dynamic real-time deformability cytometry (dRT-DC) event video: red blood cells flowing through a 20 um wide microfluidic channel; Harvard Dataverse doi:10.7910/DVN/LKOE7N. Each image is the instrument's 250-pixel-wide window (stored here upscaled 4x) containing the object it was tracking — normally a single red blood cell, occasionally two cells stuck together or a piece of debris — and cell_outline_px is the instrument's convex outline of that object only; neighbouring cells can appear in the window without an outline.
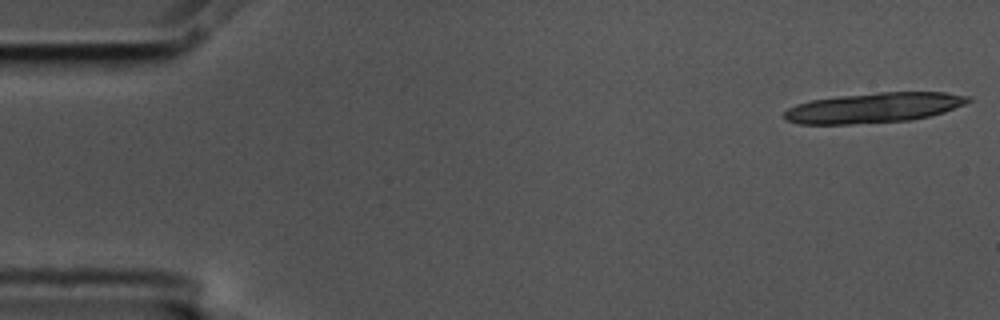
{"species": "common noctule bat (a hibernating species)", "species_latin": "Nyctalus noctula", "temperature_condition": "cold", "stored_images_in_passage": 18, "camera_frame_rate_fps": 3000, "um_per_image_px": 0.085, "animal": {"sex": "male", "body_mass_g": 17.5, "forearm_length_mm": 52.3}, "frame": {"image": 1, "passage_image": 1, "time_ms": 0.0, "image_size_px": [1000, 320], "cell_outline_px": [[972, 100], [964, 104], [944, 112], [912, 120], [852, 124], [800, 124], [784, 120], [784, 112], [788, 108], [796, 104], [812, 100], [836, 96], [880, 92], [944, 92], [968, 96]], "centroid_in_image_um": [74.24, 9.16], "position_along_channel_um": 10.8, "area_um2": 32.25}}